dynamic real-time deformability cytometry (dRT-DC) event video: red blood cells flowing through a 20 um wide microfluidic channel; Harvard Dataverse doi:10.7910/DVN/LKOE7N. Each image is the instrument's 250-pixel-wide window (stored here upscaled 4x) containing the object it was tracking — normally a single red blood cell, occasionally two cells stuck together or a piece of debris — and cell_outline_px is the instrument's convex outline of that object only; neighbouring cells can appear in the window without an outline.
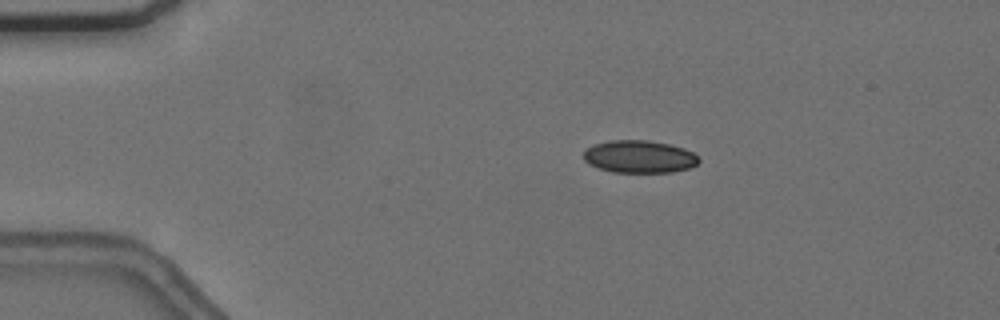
{"species": "common noctule bat (a hibernating species)", "species_latin": "Nyctalus noctula", "temperature_condition": "cold", "stored_images_in_passage": 16, "camera_frame_rate_fps": 3000, "um_per_image_px": 0.085, "animal": {"sex": "female", "body_mass_g": 24.6, "forearm_length_mm": 56.2}, "frame": {"image": 1, "passage_image": 11, "time_ms": 3.333, "image_size_px": [1000, 320], "cell_outline_px": [[700, 160], [696, 164], [688, 168], [672, 172], [612, 172], [596, 168], [588, 164], [584, 160], [584, 152], [592, 144], [608, 140], [648, 140], [668, 144], [684, 148], [700, 156]], "centroid_in_image_um": [54.32, 13.31], "position_along_channel_um": 30.7, "area_um2": 22.02}}